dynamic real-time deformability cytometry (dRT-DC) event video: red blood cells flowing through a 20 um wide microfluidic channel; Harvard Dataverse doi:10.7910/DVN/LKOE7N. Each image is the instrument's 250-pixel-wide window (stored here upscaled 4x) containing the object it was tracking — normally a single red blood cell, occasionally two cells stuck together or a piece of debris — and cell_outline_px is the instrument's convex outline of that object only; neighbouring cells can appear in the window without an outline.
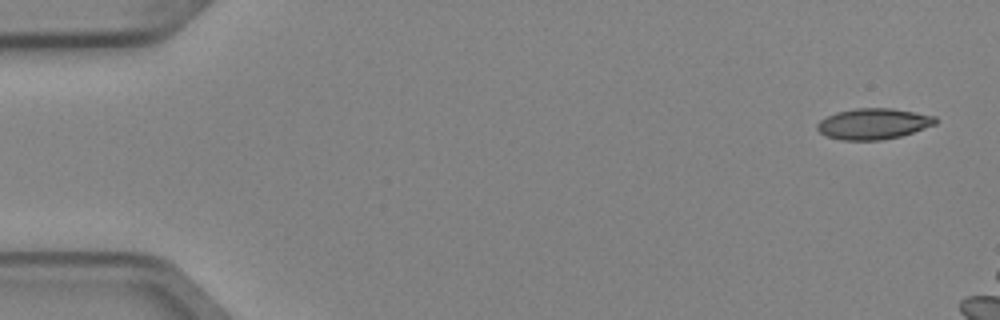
{"species": "Egyptian fruit bat (a non-hibernating species)", "species_latin": "Rousettus aegyptiacus", "temperature_condition": "cold", "stored_images_in_passage": 6, "segment_of_instrument_passage": [2, 2], "camera_frame_rate_fps": 3000, "um_per_image_px": 0.085, "animal": {"sex": "female"}, "frame": {"image": 1, "passage_image": 6, "time_ms": 1.667, "image_size_px": [1000, 320], "cell_outline_px": [[936, 124], [900, 136], [880, 140], [840, 140], [828, 136], [820, 132], [816, 128], [816, 124], [820, 120], [836, 112], [856, 108], [892, 108], [936, 116]], "centroid_in_image_um": [74.22, 10.52], "position_along_channel_um": 10.8, "area_um2": 21.15}}